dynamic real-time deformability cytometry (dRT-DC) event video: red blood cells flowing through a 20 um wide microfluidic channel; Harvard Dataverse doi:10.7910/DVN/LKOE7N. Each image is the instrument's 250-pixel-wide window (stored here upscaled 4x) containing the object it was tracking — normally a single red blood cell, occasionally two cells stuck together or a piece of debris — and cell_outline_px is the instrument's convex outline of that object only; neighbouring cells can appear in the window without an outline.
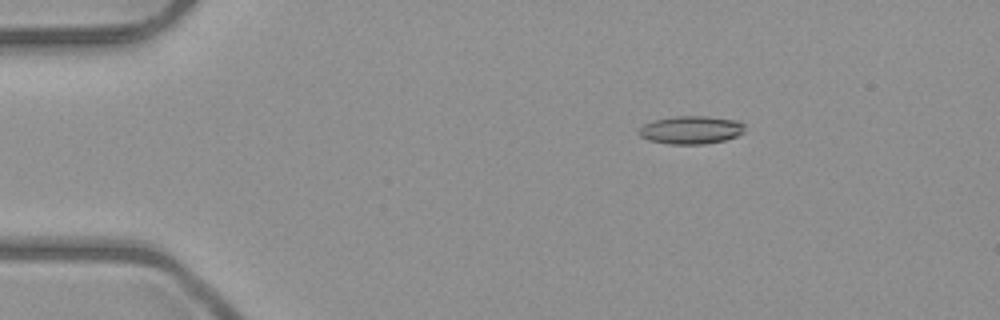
{"species": "common noctule bat (a hibernating species)", "species_latin": "Nyctalus noctula", "temperature_condition": "room temperature", "stored_images_in_passage": 4, "camera_frame_rate_fps": 3000, "um_per_image_px": 0.085, "animal": {"sex": "male", "body_mass_g": 23.1, "forearm_length_mm": 52.7}, "frame": {"image": 1, "passage_image": 1, "time_ms": 0.0, "image_size_px": [1000, 320], "cell_outline_px": [[744, 132], [736, 136], [724, 140], [704, 144], [668, 144], [648, 140], [640, 136], [636, 132], [644, 124], [656, 120], [676, 116], [708, 116], [740, 120], [744, 124]], "centroid_in_image_um": [58.75, 11.04], "position_along_channel_um": 26.3, "area_um2": 17.4}}